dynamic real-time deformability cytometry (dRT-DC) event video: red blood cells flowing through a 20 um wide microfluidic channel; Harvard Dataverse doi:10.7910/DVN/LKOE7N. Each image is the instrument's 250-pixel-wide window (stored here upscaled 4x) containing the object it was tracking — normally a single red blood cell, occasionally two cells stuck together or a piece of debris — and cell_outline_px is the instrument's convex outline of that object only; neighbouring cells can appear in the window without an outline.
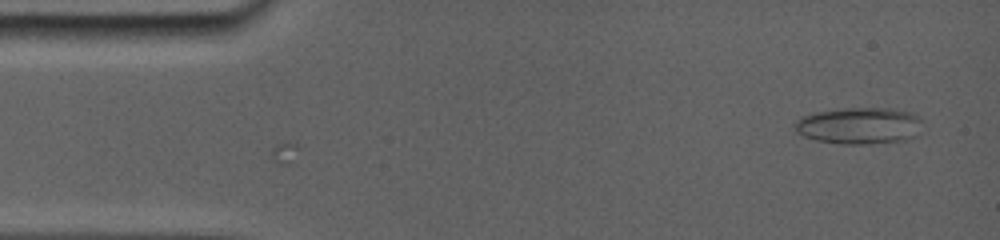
{"species": "common noctule bat (a hibernating species)", "species_latin": "Nyctalus noctula", "temperature_condition": "room temperature", "stored_images_in_passage": 4, "camera_frame_rate_fps": 5000, "um_per_image_px": 0.085, "animal": {"sex": "female", "body_mass_g": 19.0, "forearm_length_mm": 56.7}, "frame": {"image": 1, "passage_image": 4, "time_ms": 1.8, "image_size_px": [1000, 240], "cell_outline_px": [[912, 116], [888, 140], [824, 140], [808, 136], [800, 132], [796, 128], [796, 124], [800, 120], [808, 116], [820, 112], [848, 108], [888, 108], [904, 112]], "centroid_in_image_um": [72.56, 10.55], "position_along_channel_um": 12.4, "area_um2": 21.39}}